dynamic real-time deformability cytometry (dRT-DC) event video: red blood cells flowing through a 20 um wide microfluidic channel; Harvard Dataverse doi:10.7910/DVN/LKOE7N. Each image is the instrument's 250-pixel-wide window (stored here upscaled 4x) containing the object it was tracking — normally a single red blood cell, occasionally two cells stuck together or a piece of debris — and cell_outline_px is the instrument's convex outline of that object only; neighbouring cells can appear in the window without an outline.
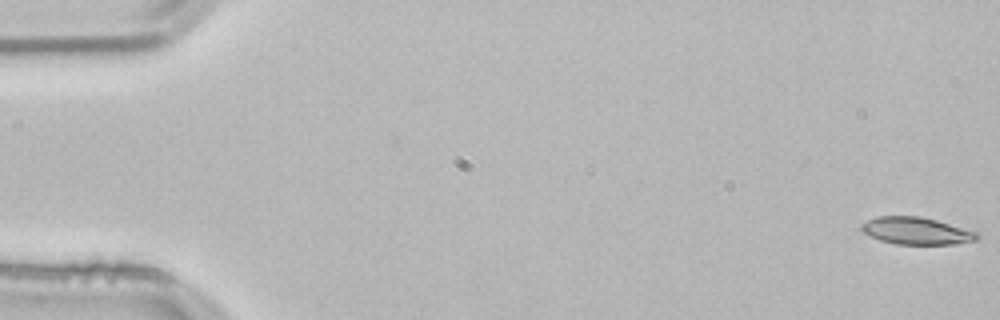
{"species": "common noctule bat (a hibernating species)", "species_latin": "Nyctalus noctula", "temperature_condition": "room temperature", "stored_images_in_passage": 54, "camera_frame_rate_fps": 3000, "um_per_image_px": 0.085, "animal": {"sex": "male", "body_mass_g": 21.5, "forearm_length_mm": 52.0}, "frame": {"image": 1, "passage_image": 1, "time_ms": 0.0, "image_size_px": [1000, 320], "cell_outline_px": [[980, 236], [976, 240], [956, 244], [896, 244], [880, 240], [864, 232], [860, 228], [860, 224], [876, 216], [920, 216], [936, 220], [976, 232]], "centroid_in_image_um": [77.87, 19.62], "position_along_channel_um": 7.1, "area_um2": 18.15}}
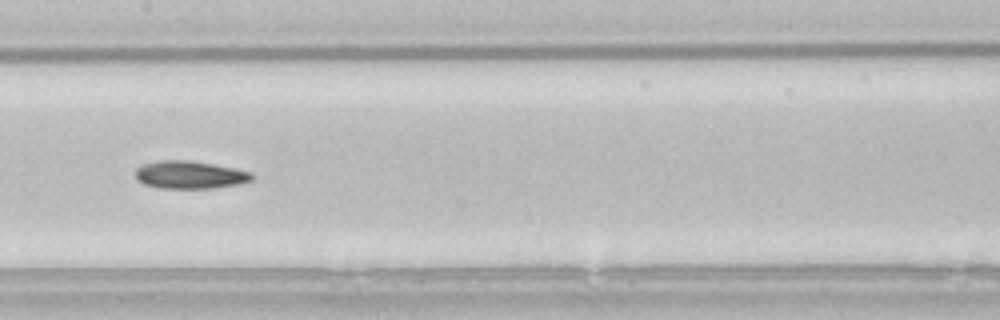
{"frame": {"image": 2, "passage_image": 27, "time_ms": 8.667, "image_size_px": [1000, 320], "cell_outline_px": [[252, 180], [236, 184], [212, 188], [160, 188], [144, 184], [136, 176], [136, 168], [144, 164], [164, 160], [184, 160], [212, 164], [252, 172]], "centroid_in_image_um": [16.12, 14.86], "position_along_channel_um": 191.3, "area_um2": 18.38}}
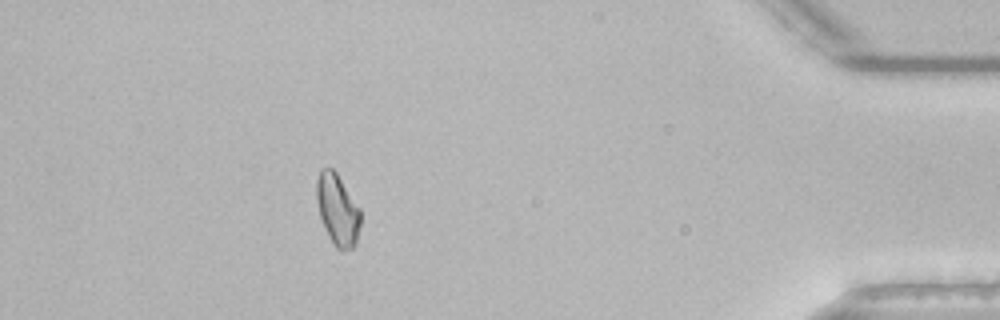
{"frame": {"image": 3, "passage_image": 48, "time_ms": 15.667, "image_size_px": [1000, 320], "cell_outline_px": [[360, 224], [356, 244], [352, 248], [340, 252], [332, 244], [328, 236], [320, 216], [316, 200], [316, 180], [320, 168], [332, 168], [336, 172], [360, 208]], "centroid_in_image_um": [28.68, 17.84], "position_along_channel_um": 406.5, "area_um2": 18.44}, "authors_computed_cell_mechanics": {"area_um2": 18.4093, "velocity_mm_per_s": 3.8284, "shape_relaxation_time_tau1_ms": null, "shape_relaxation_time_tau2_ms": 5.3142, "deformation_change_tau1": null, "deformation_change_tau2": 0.1186}}